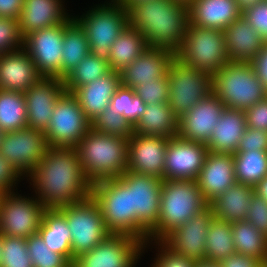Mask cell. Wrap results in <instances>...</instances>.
<instances>
[{"mask_svg": "<svg viewBox=\"0 0 267 267\" xmlns=\"http://www.w3.org/2000/svg\"><path fill=\"white\" fill-rule=\"evenodd\" d=\"M188 16L191 24L224 31L242 12L235 0H193L188 5Z\"/></svg>", "mask_w": 267, "mask_h": 267, "instance_id": "cell-26", "label": "cell"}, {"mask_svg": "<svg viewBox=\"0 0 267 267\" xmlns=\"http://www.w3.org/2000/svg\"><path fill=\"white\" fill-rule=\"evenodd\" d=\"M233 161L237 183L254 187L267 176V151L235 152Z\"/></svg>", "mask_w": 267, "mask_h": 267, "instance_id": "cell-36", "label": "cell"}, {"mask_svg": "<svg viewBox=\"0 0 267 267\" xmlns=\"http://www.w3.org/2000/svg\"><path fill=\"white\" fill-rule=\"evenodd\" d=\"M134 91L146 105L167 103L169 100L168 76L166 75L165 77L154 79L153 82H143L140 86L136 87Z\"/></svg>", "mask_w": 267, "mask_h": 267, "instance_id": "cell-45", "label": "cell"}, {"mask_svg": "<svg viewBox=\"0 0 267 267\" xmlns=\"http://www.w3.org/2000/svg\"><path fill=\"white\" fill-rule=\"evenodd\" d=\"M254 72L267 89V42L263 44L262 49L250 62Z\"/></svg>", "mask_w": 267, "mask_h": 267, "instance_id": "cell-53", "label": "cell"}, {"mask_svg": "<svg viewBox=\"0 0 267 267\" xmlns=\"http://www.w3.org/2000/svg\"><path fill=\"white\" fill-rule=\"evenodd\" d=\"M262 267H267V260L262 263Z\"/></svg>", "mask_w": 267, "mask_h": 267, "instance_id": "cell-63", "label": "cell"}, {"mask_svg": "<svg viewBox=\"0 0 267 267\" xmlns=\"http://www.w3.org/2000/svg\"><path fill=\"white\" fill-rule=\"evenodd\" d=\"M91 197L98 204L106 229L148 242L149 231L131 211L130 189L118 178L92 184Z\"/></svg>", "mask_w": 267, "mask_h": 267, "instance_id": "cell-5", "label": "cell"}, {"mask_svg": "<svg viewBox=\"0 0 267 267\" xmlns=\"http://www.w3.org/2000/svg\"><path fill=\"white\" fill-rule=\"evenodd\" d=\"M118 179L130 189L132 213L150 232L158 224L163 179L128 170Z\"/></svg>", "mask_w": 267, "mask_h": 267, "instance_id": "cell-15", "label": "cell"}, {"mask_svg": "<svg viewBox=\"0 0 267 267\" xmlns=\"http://www.w3.org/2000/svg\"><path fill=\"white\" fill-rule=\"evenodd\" d=\"M251 150L267 151V131L246 128L236 152Z\"/></svg>", "mask_w": 267, "mask_h": 267, "instance_id": "cell-49", "label": "cell"}, {"mask_svg": "<svg viewBox=\"0 0 267 267\" xmlns=\"http://www.w3.org/2000/svg\"><path fill=\"white\" fill-rule=\"evenodd\" d=\"M58 210L65 216L70 228L73 261L111 234L106 229L99 206L92 197Z\"/></svg>", "mask_w": 267, "mask_h": 267, "instance_id": "cell-9", "label": "cell"}, {"mask_svg": "<svg viewBox=\"0 0 267 267\" xmlns=\"http://www.w3.org/2000/svg\"><path fill=\"white\" fill-rule=\"evenodd\" d=\"M179 118L169 103L146 105V109L134 126V134L173 138L178 135Z\"/></svg>", "mask_w": 267, "mask_h": 267, "instance_id": "cell-32", "label": "cell"}, {"mask_svg": "<svg viewBox=\"0 0 267 267\" xmlns=\"http://www.w3.org/2000/svg\"><path fill=\"white\" fill-rule=\"evenodd\" d=\"M22 179L18 171L0 154V189L4 193L15 191Z\"/></svg>", "mask_w": 267, "mask_h": 267, "instance_id": "cell-51", "label": "cell"}, {"mask_svg": "<svg viewBox=\"0 0 267 267\" xmlns=\"http://www.w3.org/2000/svg\"><path fill=\"white\" fill-rule=\"evenodd\" d=\"M207 206L196 180L164 179L158 224L149 232L148 241H161Z\"/></svg>", "mask_w": 267, "mask_h": 267, "instance_id": "cell-4", "label": "cell"}, {"mask_svg": "<svg viewBox=\"0 0 267 267\" xmlns=\"http://www.w3.org/2000/svg\"><path fill=\"white\" fill-rule=\"evenodd\" d=\"M169 106L180 118L212 92V75L184 64L176 56L168 73Z\"/></svg>", "mask_w": 267, "mask_h": 267, "instance_id": "cell-10", "label": "cell"}, {"mask_svg": "<svg viewBox=\"0 0 267 267\" xmlns=\"http://www.w3.org/2000/svg\"><path fill=\"white\" fill-rule=\"evenodd\" d=\"M195 267H220V265L219 262L203 259L196 261Z\"/></svg>", "mask_w": 267, "mask_h": 267, "instance_id": "cell-57", "label": "cell"}, {"mask_svg": "<svg viewBox=\"0 0 267 267\" xmlns=\"http://www.w3.org/2000/svg\"><path fill=\"white\" fill-rule=\"evenodd\" d=\"M220 267H262V262L252 256L235 253L219 262Z\"/></svg>", "mask_w": 267, "mask_h": 267, "instance_id": "cell-52", "label": "cell"}, {"mask_svg": "<svg viewBox=\"0 0 267 267\" xmlns=\"http://www.w3.org/2000/svg\"><path fill=\"white\" fill-rule=\"evenodd\" d=\"M169 138L133 134L128 141L127 170L164 180Z\"/></svg>", "mask_w": 267, "mask_h": 267, "instance_id": "cell-19", "label": "cell"}, {"mask_svg": "<svg viewBox=\"0 0 267 267\" xmlns=\"http://www.w3.org/2000/svg\"><path fill=\"white\" fill-rule=\"evenodd\" d=\"M40 77L24 48L0 54V89L25 93Z\"/></svg>", "mask_w": 267, "mask_h": 267, "instance_id": "cell-24", "label": "cell"}, {"mask_svg": "<svg viewBox=\"0 0 267 267\" xmlns=\"http://www.w3.org/2000/svg\"><path fill=\"white\" fill-rule=\"evenodd\" d=\"M61 78L63 79L91 51L85 31L71 15L64 22Z\"/></svg>", "mask_w": 267, "mask_h": 267, "instance_id": "cell-33", "label": "cell"}, {"mask_svg": "<svg viewBox=\"0 0 267 267\" xmlns=\"http://www.w3.org/2000/svg\"><path fill=\"white\" fill-rule=\"evenodd\" d=\"M4 134H5V131L0 128V142L3 139Z\"/></svg>", "mask_w": 267, "mask_h": 267, "instance_id": "cell-61", "label": "cell"}, {"mask_svg": "<svg viewBox=\"0 0 267 267\" xmlns=\"http://www.w3.org/2000/svg\"><path fill=\"white\" fill-rule=\"evenodd\" d=\"M48 147L44 132L27 126L5 132L0 142V154L25 179L37 168Z\"/></svg>", "mask_w": 267, "mask_h": 267, "instance_id": "cell-14", "label": "cell"}, {"mask_svg": "<svg viewBox=\"0 0 267 267\" xmlns=\"http://www.w3.org/2000/svg\"><path fill=\"white\" fill-rule=\"evenodd\" d=\"M175 1L189 5L193 0H175Z\"/></svg>", "mask_w": 267, "mask_h": 267, "instance_id": "cell-59", "label": "cell"}, {"mask_svg": "<svg viewBox=\"0 0 267 267\" xmlns=\"http://www.w3.org/2000/svg\"><path fill=\"white\" fill-rule=\"evenodd\" d=\"M92 7L83 15L73 18L85 31L91 53L109 61L111 45L129 25L128 9L116 0Z\"/></svg>", "mask_w": 267, "mask_h": 267, "instance_id": "cell-7", "label": "cell"}, {"mask_svg": "<svg viewBox=\"0 0 267 267\" xmlns=\"http://www.w3.org/2000/svg\"><path fill=\"white\" fill-rule=\"evenodd\" d=\"M144 36L129 25L117 37L110 48V68L120 72L146 50Z\"/></svg>", "mask_w": 267, "mask_h": 267, "instance_id": "cell-34", "label": "cell"}, {"mask_svg": "<svg viewBox=\"0 0 267 267\" xmlns=\"http://www.w3.org/2000/svg\"><path fill=\"white\" fill-rule=\"evenodd\" d=\"M26 179L46 209H59L91 197L92 184L75 148L49 146L42 161Z\"/></svg>", "mask_w": 267, "mask_h": 267, "instance_id": "cell-1", "label": "cell"}, {"mask_svg": "<svg viewBox=\"0 0 267 267\" xmlns=\"http://www.w3.org/2000/svg\"><path fill=\"white\" fill-rule=\"evenodd\" d=\"M246 128L244 111L225 107L206 144L208 151L234 154Z\"/></svg>", "mask_w": 267, "mask_h": 267, "instance_id": "cell-29", "label": "cell"}, {"mask_svg": "<svg viewBox=\"0 0 267 267\" xmlns=\"http://www.w3.org/2000/svg\"><path fill=\"white\" fill-rule=\"evenodd\" d=\"M225 107L211 92L179 118L177 136L188 141L207 144Z\"/></svg>", "mask_w": 267, "mask_h": 267, "instance_id": "cell-21", "label": "cell"}, {"mask_svg": "<svg viewBox=\"0 0 267 267\" xmlns=\"http://www.w3.org/2000/svg\"><path fill=\"white\" fill-rule=\"evenodd\" d=\"M176 57L184 64L213 75L229 62L224 31L199 27L188 21L184 42Z\"/></svg>", "mask_w": 267, "mask_h": 267, "instance_id": "cell-8", "label": "cell"}, {"mask_svg": "<svg viewBox=\"0 0 267 267\" xmlns=\"http://www.w3.org/2000/svg\"><path fill=\"white\" fill-rule=\"evenodd\" d=\"M120 85V72L111 70L94 82L77 88L72 94L77 98L86 118L91 122L109 107L111 98Z\"/></svg>", "mask_w": 267, "mask_h": 267, "instance_id": "cell-27", "label": "cell"}, {"mask_svg": "<svg viewBox=\"0 0 267 267\" xmlns=\"http://www.w3.org/2000/svg\"><path fill=\"white\" fill-rule=\"evenodd\" d=\"M62 78L41 76L24 93L28 127L43 132L48 128L56 102L65 92Z\"/></svg>", "mask_w": 267, "mask_h": 267, "instance_id": "cell-20", "label": "cell"}, {"mask_svg": "<svg viewBox=\"0 0 267 267\" xmlns=\"http://www.w3.org/2000/svg\"><path fill=\"white\" fill-rule=\"evenodd\" d=\"M27 126L24 93L0 89V128L10 132Z\"/></svg>", "mask_w": 267, "mask_h": 267, "instance_id": "cell-38", "label": "cell"}, {"mask_svg": "<svg viewBox=\"0 0 267 267\" xmlns=\"http://www.w3.org/2000/svg\"><path fill=\"white\" fill-rule=\"evenodd\" d=\"M266 0H235L238 9L243 13L246 9Z\"/></svg>", "mask_w": 267, "mask_h": 267, "instance_id": "cell-56", "label": "cell"}, {"mask_svg": "<svg viewBox=\"0 0 267 267\" xmlns=\"http://www.w3.org/2000/svg\"><path fill=\"white\" fill-rule=\"evenodd\" d=\"M253 188L254 193L267 201V176L262 178Z\"/></svg>", "mask_w": 267, "mask_h": 267, "instance_id": "cell-55", "label": "cell"}, {"mask_svg": "<svg viewBox=\"0 0 267 267\" xmlns=\"http://www.w3.org/2000/svg\"><path fill=\"white\" fill-rule=\"evenodd\" d=\"M208 147L202 142L178 136L169 139L164 165V179L196 180L204 165Z\"/></svg>", "mask_w": 267, "mask_h": 267, "instance_id": "cell-18", "label": "cell"}, {"mask_svg": "<svg viewBox=\"0 0 267 267\" xmlns=\"http://www.w3.org/2000/svg\"><path fill=\"white\" fill-rule=\"evenodd\" d=\"M156 245L154 248L157 250L156 257L151 263V267H195L196 261L189 259L186 256L174 254L168 249L161 241H148L144 243V250L151 245ZM158 246V247H157Z\"/></svg>", "mask_w": 267, "mask_h": 267, "instance_id": "cell-46", "label": "cell"}, {"mask_svg": "<svg viewBox=\"0 0 267 267\" xmlns=\"http://www.w3.org/2000/svg\"><path fill=\"white\" fill-rule=\"evenodd\" d=\"M196 181L209 204L236 183L233 154L208 151Z\"/></svg>", "mask_w": 267, "mask_h": 267, "instance_id": "cell-22", "label": "cell"}, {"mask_svg": "<svg viewBox=\"0 0 267 267\" xmlns=\"http://www.w3.org/2000/svg\"><path fill=\"white\" fill-rule=\"evenodd\" d=\"M206 259L220 262L236 253L232 223L213 218L206 238Z\"/></svg>", "mask_w": 267, "mask_h": 267, "instance_id": "cell-37", "label": "cell"}, {"mask_svg": "<svg viewBox=\"0 0 267 267\" xmlns=\"http://www.w3.org/2000/svg\"><path fill=\"white\" fill-rule=\"evenodd\" d=\"M109 107L123 116L134 127L143 115L146 104L132 88L120 85L112 96Z\"/></svg>", "mask_w": 267, "mask_h": 267, "instance_id": "cell-40", "label": "cell"}, {"mask_svg": "<svg viewBox=\"0 0 267 267\" xmlns=\"http://www.w3.org/2000/svg\"><path fill=\"white\" fill-rule=\"evenodd\" d=\"M129 26L138 30L147 48L180 50L189 21L188 5L175 0H142L128 8Z\"/></svg>", "mask_w": 267, "mask_h": 267, "instance_id": "cell-2", "label": "cell"}, {"mask_svg": "<svg viewBox=\"0 0 267 267\" xmlns=\"http://www.w3.org/2000/svg\"><path fill=\"white\" fill-rule=\"evenodd\" d=\"M1 247V267H33L25 238L1 235Z\"/></svg>", "mask_w": 267, "mask_h": 267, "instance_id": "cell-43", "label": "cell"}, {"mask_svg": "<svg viewBox=\"0 0 267 267\" xmlns=\"http://www.w3.org/2000/svg\"><path fill=\"white\" fill-rule=\"evenodd\" d=\"M26 245L33 267H71L61 254L47 247L39 233L29 236Z\"/></svg>", "mask_w": 267, "mask_h": 267, "instance_id": "cell-42", "label": "cell"}, {"mask_svg": "<svg viewBox=\"0 0 267 267\" xmlns=\"http://www.w3.org/2000/svg\"><path fill=\"white\" fill-rule=\"evenodd\" d=\"M253 193L252 186L236 182L208 205L215 219L229 223L246 220Z\"/></svg>", "mask_w": 267, "mask_h": 267, "instance_id": "cell-30", "label": "cell"}, {"mask_svg": "<svg viewBox=\"0 0 267 267\" xmlns=\"http://www.w3.org/2000/svg\"><path fill=\"white\" fill-rule=\"evenodd\" d=\"M3 195H4V192L0 189V203H1V200L3 198Z\"/></svg>", "mask_w": 267, "mask_h": 267, "instance_id": "cell-62", "label": "cell"}, {"mask_svg": "<svg viewBox=\"0 0 267 267\" xmlns=\"http://www.w3.org/2000/svg\"><path fill=\"white\" fill-rule=\"evenodd\" d=\"M24 0H0V17L18 20Z\"/></svg>", "mask_w": 267, "mask_h": 267, "instance_id": "cell-54", "label": "cell"}, {"mask_svg": "<svg viewBox=\"0 0 267 267\" xmlns=\"http://www.w3.org/2000/svg\"><path fill=\"white\" fill-rule=\"evenodd\" d=\"M246 220L267 237V201L253 193Z\"/></svg>", "mask_w": 267, "mask_h": 267, "instance_id": "cell-47", "label": "cell"}, {"mask_svg": "<svg viewBox=\"0 0 267 267\" xmlns=\"http://www.w3.org/2000/svg\"><path fill=\"white\" fill-rule=\"evenodd\" d=\"M38 233L47 247L61 254L71 265L73 252L71 247V233L65 216L58 209H46Z\"/></svg>", "mask_w": 267, "mask_h": 267, "instance_id": "cell-31", "label": "cell"}, {"mask_svg": "<svg viewBox=\"0 0 267 267\" xmlns=\"http://www.w3.org/2000/svg\"><path fill=\"white\" fill-rule=\"evenodd\" d=\"M213 218L211 207L208 205L183 225L173 229L161 242L174 254L195 261L206 259V238Z\"/></svg>", "mask_w": 267, "mask_h": 267, "instance_id": "cell-17", "label": "cell"}, {"mask_svg": "<svg viewBox=\"0 0 267 267\" xmlns=\"http://www.w3.org/2000/svg\"><path fill=\"white\" fill-rule=\"evenodd\" d=\"M64 3L63 0H24L18 19L22 36L63 24L71 15L67 13Z\"/></svg>", "mask_w": 267, "mask_h": 267, "instance_id": "cell-25", "label": "cell"}, {"mask_svg": "<svg viewBox=\"0 0 267 267\" xmlns=\"http://www.w3.org/2000/svg\"><path fill=\"white\" fill-rule=\"evenodd\" d=\"M232 237L236 253L267 260V237L247 220L232 222Z\"/></svg>", "mask_w": 267, "mask_h": 267, "instance_id": "cell-35", "label": "cell"}, {"mask_svg": "<svg viewBox=\"0 0 267 267\" xmlns=\"http://www.w3.org/2000/svg\"><path fill=\"white\" fill-rule=\"evenodd\" d=\"M110 71L109 61L99 59L90 52L63 78L65 90L73 93L77 88L94 82Z\"/></svg>", "mask_w": 267, "mask_h": 267, "instance_id": "cell-39", "label": "cell"}, {"mask_svg": "<svg viewBox=\"0 0 267 267\" xmlns=\"http://www.w3.org/2000/svg\"><path fill=\"white\" fill-rule=\"evenodd\" d=\"M212 92L227 108L242 111L267 97V89L248 62L229 61L215 72Z\"/></svg>", "mask_w": 267, "mask_h": 267, "instance_id": "cell-6", "label": "cell"}, {"mask_svg": "<svg viewBox=\"0 0 267 267\" xmlns=\"http://www.w3.org/2000/svg\"><path fill=\"white\" fill-rule=\"evenodd\" d=\"M116 1L121 3L124 7L128 8L130 5L142 0H116Z\"/></svg>", "mask_w": 267, "mask_h": 267, "instance_id": "cell-58", "label": "cell"}, {"mask_svg": "<svg viewBox=\"0 0 267 267\" xmlns=\"http://www.w3.org/2000/svg\"><path fill=\"white\" fill-rule=\"evenodd\" d=\"M246 126L267 131V97L244 111Z\"/></svg>", "mask_w": 267, "mask_h": 267, "instance_id": "cell-50", "label": "cell"}, {"mask_svg": "<svg viewBox=\"0 0 267 267\" xmlns=\"http://www.w3.org/2000/svg\"><path fill=\"white\" fill-rule=\"evenodd\" d=\"M91 129L77 98L64 92L56 102L48 128L44 132L49 146L75 148Z\"/></svg>", "mask_w": 267, "mask_h": 267, "instance_id": "cell-11", "label": "cell"}, {"mask_svg": "<svg viewBox=\"0 0 267 267\" xmlns=\"http://www.w3.org/2000/svg\"><path fill=\"white\" fill-rule=\"evenodd\" d=\"M144 243L125 234H109L97 246L74 258L71 267H135Z\"/></svg>", "mask_w": 267, "mask_h": 267, "instance_id": "cell-12", "label": "cell"}, {"mask_svg": "<svg viewBox=\"0 0 267 267\" xmlns=\"http://www.w3.org/2000/svg\"><path fill=\"white\" fill-rule=\"evenodd\" d=\"M128 141L91 128L78 142L79 162L91 184L118 178L127 170Z\"/></svg>", "mask_w": 267, "mask_h": 267, "instance_id": "cell-3", "label": "cell"}, {"mask_svg": "<svg viewBox=\"0 0 267 267\" xmlns=\"http://www.w3.org/2000/svg\"><path fill=\"white\" fill-rule=\"evenodd\" d=\"M24 47L19 22L16 19L0 17V54Z\"/></svg>", "mask_w": 267, "mask_h": 267, "instance_id": "cell-44", "label": "cell"}, {"mask_svg": "<svg viewBox=\"0 0 267 267\" xmlns=\"http://www.w3.org/2000/svg\"><path fill=\"white\" fill-rule=\"evenodd\" d=\"M1 260H2V247H1V234H0V267H1Z\"/></svg>", "mask_w": 267, "mask_h": 267, "instance_id": "cell-60", "label": "cell"}, {"mask_svg": "<svg viewBox=\"0 0 267 267\" xmlns=\"http://www.w3.org/2000/svg\"><path fill=\"white\" fill-rule=\"evenodd\" d=\"M91 128L103 134L129 139L134 134V127L114 109H104L91 121Z\"/></svg>", "mask_w": 267, "mask_h": 267, "instance_id": "cell-41", "label": "cell"}, {"mask_svg": "<svg viewBox=\"0 0 267 267\" xmlns=\"http://www.w3.org/2000/svg\"><path fill=\"white\" fill-rule=\"evenodd\" d=\"M175 56L167 49L146 48L139 58L120 71L121 85L134 90L143 82L165 77Z\"/></svg>", "mask_w": 267, "mask_h": 267, "instance_id": "cell-23", "label": "cell"}, {"mask_svg": "<svg viewBox=\"0 0 267 267\" xmlns=\"http://www.w3.org/2000/svg\"><path fill=\"white\" fill-rule=\"evenodd\" d=\"M229 61L250 63L265 41L243 16L224 30Z\"/></svg>", "mask_w": 267, "mask_h": 267, "instance_id": "cell-28", "label": "cell"}, {"mask_svg": "<svg viewBox=\"0 0 267 267\" xmlns=\"http://www.w3.org/2000/svg\"><path fill=\"white\" fill-rule=\"evenodd\" d=\"M46 208L33 195L6 192L0 203V234L22 237L38 233Z\"/></svg>", "mask_w": 267, "mask_h": 267, "instance_id": "cell-13", "label": "cell"}, {"mask_svg": "<svg viewBox=\"0 0 267 267\" xmlns=\"http://www.w3.org/2000/svg\"><path fill=\"white\" fill-rule=\"evenodd\" d=\"M64 23L31 32L24 37V49L41 76L61 78Z\"/></svg>", "mask_w": 267, "mask_h": 267, "instance_id": "cell-16", "label": "cell"}, {"mask_svg": "<svg viewBox=\"0 0 267 267\" xmlns=\"http://www.w3.org/2000/svg\"><path fill=\"white\" fill-rule=\"evenodd\" d=\"M242 16L267 42V0L246 9Z\"/></svg>", "mask_w": 267, "mask_h": 267, "instance_id": "cell-48", "label": "cell"}]
</instances>
